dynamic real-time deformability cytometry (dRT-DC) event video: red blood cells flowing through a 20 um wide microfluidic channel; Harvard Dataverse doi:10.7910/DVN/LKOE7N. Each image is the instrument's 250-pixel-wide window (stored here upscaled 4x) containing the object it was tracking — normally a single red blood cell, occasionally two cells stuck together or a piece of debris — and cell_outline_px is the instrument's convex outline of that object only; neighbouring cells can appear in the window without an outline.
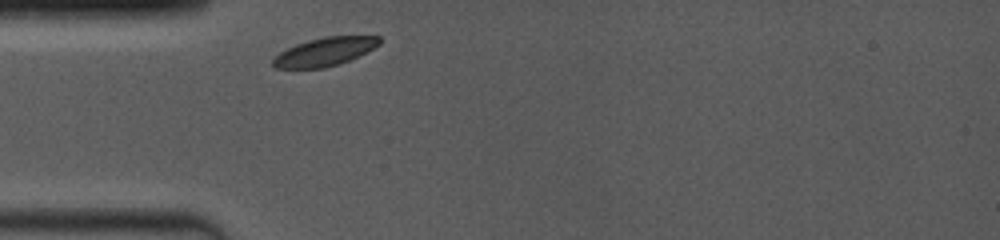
{"species": "common noctule bat (a hibernating species)", "species_latin": "Nyctalus noctula", "temperature_condition": "room temperature", "stored_images_in_passage": 1, "camera_frame_rate_fps": 4000, "um_per_image_px": 0.085, "animal": {"sex": "female", "body_mass_g": 19.0, "forearm_length_mm": 53.3}, "frame": {"image": 1, "passage_image": 1, "time_ms": 0.0, "image_size_px": [1000, 240], "cell_outline_px": [[380, 44], [348, 60], [324, 68], [276, 68], [272, 64], [272, 60], [280, 52], [296, 44], [308, 40], [324, 36], [380, 36]], "centroid_in_image_um": [27.57, 4.39], "position_along_channel_um": 57.4, "area_um2": 17.22}}